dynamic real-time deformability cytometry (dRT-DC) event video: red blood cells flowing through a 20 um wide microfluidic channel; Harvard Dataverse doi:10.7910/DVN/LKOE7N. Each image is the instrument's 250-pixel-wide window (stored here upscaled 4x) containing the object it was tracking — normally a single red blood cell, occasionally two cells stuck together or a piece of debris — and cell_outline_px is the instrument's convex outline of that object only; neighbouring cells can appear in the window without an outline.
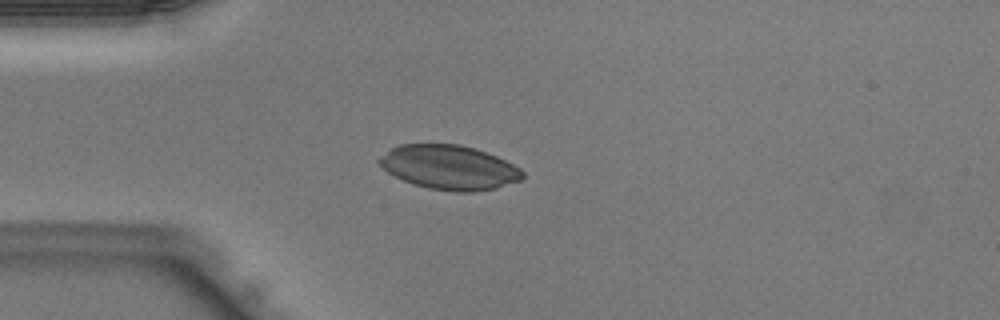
{"species": "Egyptian fruit bat (a non-hibernating species)", "species_latin": "Rousettus aegyptiacus", "temperature_condition": "warm", "stored_images_in_passage": 33, "camera_frame_rate_fps": 3000, "um_per_image_px": 0.085, "animal": {"sex": "male"}, "frame": {"image": 1, "passage_image": 5, "time_ms": 1.333, "image_size_px": [1000, 320], "cell_outline_px": [[524, 176], [520, 180], [496, 188], [472, 192], [456, 192], [428, 188], [412, 184], [388, 172], [376, 160], [380, 156], [392, 148], [400, 144], [460, 144], [476, 148], [496, 156], [520, 168], [524, 172]], "centroid_in_image_um": [38.19, 14.22], "position_along_channel_um": 46.8, "area_um2": 36.93}}
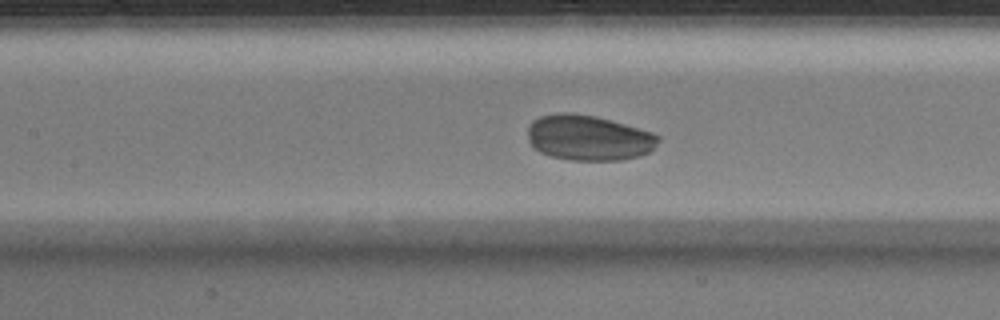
{"frame": {"image": 2, "passage_image": 13, "time_ms": 4.0, "image_size_px": [1000, 320], "cell_outline_px": [[660, 140], [648, 152], [640, 156], [620, 160], [572, 160], [552, 156], [540, 152], [532, 148], [528, 140], [528, 124], [532, 120], [540, 116], [560, 112], [572, 112], [596, 116], [612, 120], [652, 132], [660, 136]], "centroid_in_image_um": [50.0, 11.7], "position_along_channel_um": 157.4, "area_um2": 34.8}}
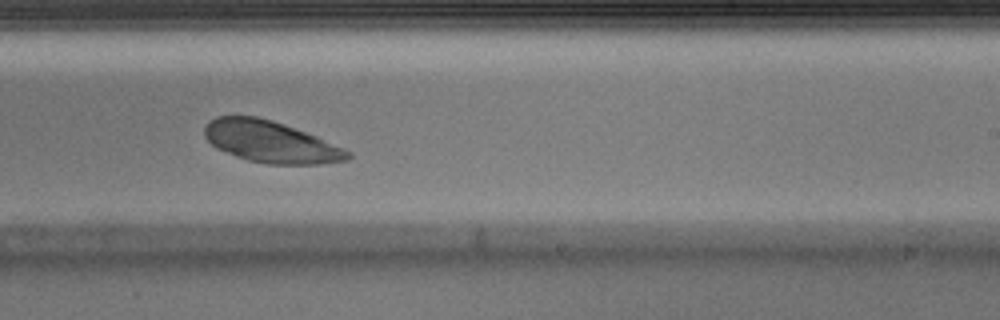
{"frame": {"image": 3, "passage_image": 20, "time_ms": 6.333, "image_size_px": [1000, 320], "cell_outline_px": [[352, 156], [348, 160], [320, 164], [268, 164], [248, 160], [236, 156], [216, 148], [204, 136], [204, 128], [208, 120], [216, 116], [256, 116], [272, 120], [316, 136], [344, 148], [352, 152]], "centroid_in_image_um": [23.0, 12.05], "position_along_channel_um": 266.0, "area_um2": 34.68}}